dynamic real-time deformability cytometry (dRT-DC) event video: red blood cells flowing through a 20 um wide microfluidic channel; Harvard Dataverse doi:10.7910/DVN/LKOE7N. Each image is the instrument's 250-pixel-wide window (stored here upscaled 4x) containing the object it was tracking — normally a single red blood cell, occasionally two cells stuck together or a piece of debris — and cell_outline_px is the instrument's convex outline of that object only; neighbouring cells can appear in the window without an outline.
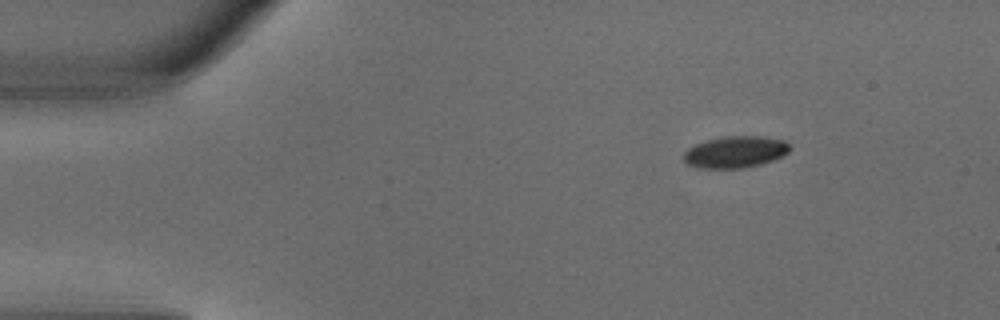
{"species": "common noctule bat (a hibernating species)", "species_latin": "Nyctalus noctula", "temperature_condition": "warm", "stored_images_in_passage": 2, "camera_frame_rate_fps": 3000, "um_per_image_px": 0.085, "animal": {"sex": "male", "body_mass_g": 18.8}, "frame": {"image": 1, "passage_image": 1, "time_ms": 0.0, "image_size_px": [1000, 320], "cell_outline_px": [[792, 148], [788, 152], [772, 160], [760, 164], [744, 168], [696, 168], [688, 164], [684, 160], [684, 152], [688, 148], [696, 144], [708, 140], [724, 136], [760, 136], [784, 140]], "centroid_in_image_um": [62.49, 12.92], "position_along_channel_um": 22.5, "area_um2": 19.48}}